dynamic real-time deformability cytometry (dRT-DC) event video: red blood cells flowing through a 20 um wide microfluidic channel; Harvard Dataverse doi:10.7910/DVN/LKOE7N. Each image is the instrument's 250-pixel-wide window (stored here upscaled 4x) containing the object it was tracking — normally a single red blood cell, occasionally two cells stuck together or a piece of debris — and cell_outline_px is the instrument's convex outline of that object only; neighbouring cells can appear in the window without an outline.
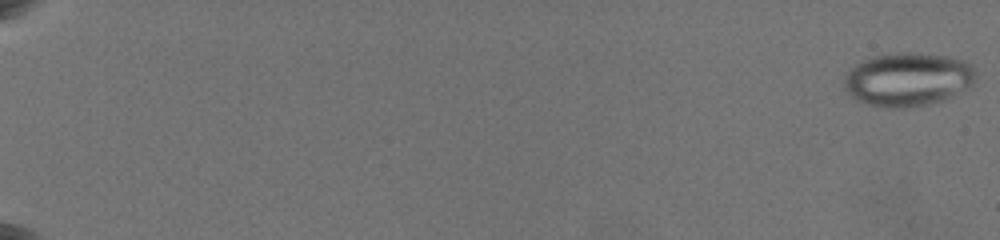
{"species": "common noctule bat (a hibernating species)", "species_latin": "Nyctalus noctula", "temperature_condition": "warm", "stored_images_in_passage": 74, "camera_frame_rate_fps": 3000, "um_per_image_px": 0.085, "animal": {"sex": "female", "body_mass_g": 19.5, "forearm_length_mm": 54.1}, "frame": {"image": 1, "passage_image": 1, "time_ms": 0.0, "image_size_px": [1000, 240], "cell_outline_px": [[976, 76], [972, 84], [944, 100], [928, 104], [904, 108], [896, 108], [868, 104], [856, 100], [848, 92], [844, 84], [844, 80], [848, 72], [856, 64], [864, 60], [876, 56], [900, 52], [908, 52], [948, 56], [964, 60], [972, 64], [976, 72]], "centroid_in_image_um": [77.2, 6.74], "position_along_channel_um": 7.8, "area_um2": 40.75}}
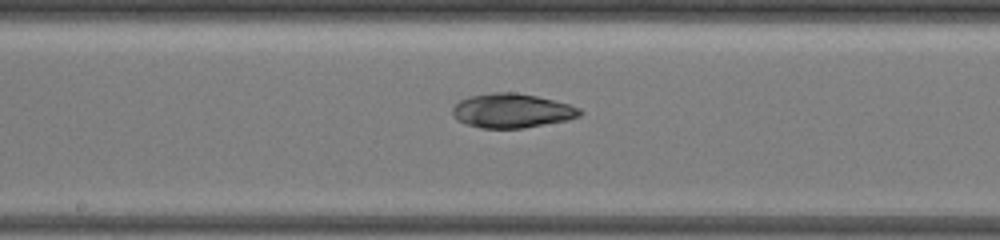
{"frame": {"image": 2, "passage_image": 36, "time_ms": 12.0, "image_size_px": [1000, 240], "cell_outline_px": [[584, 112], [580, 116], [568, 120], [524, 128], [480, 128], [464, 124], [456, 120], [452, 116], [452, 108], [460, 100], [472, 96], [496, 92], [516, 92], [536, 96], [568, 104], [580, 108]], "centroid_in_image_um": [43.5, 9.42], "position_along_channel_um": 204.7, "area_um2": 25.49}}
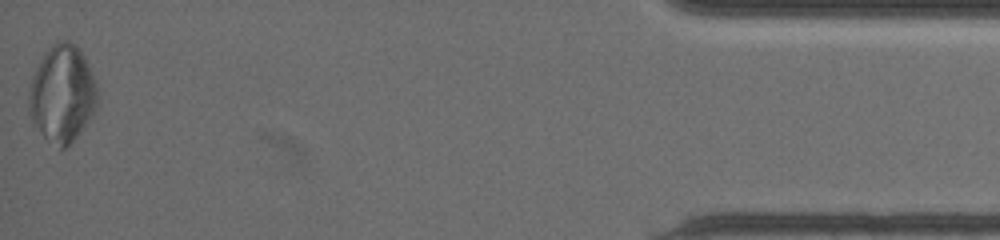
{"frame": {"image": 3, "passage_image": 73, "time_ms": 20.333, "image_size_px": [1000, 240], "cell_outline_px": [[100, 100], [92, 116], [80, 132], [64, 148], [60, 148], [44, 136], [32, 124], [28, 112], [28, 92], [32, 76], [36, 68], [48, 48], [56, 40], [68, 40], [76, 44], [84, 56], [96, 84]], "centroid_in_image_um": [5.28, 7.95], "position_along_channel_um": 429.9, "area_um2": 38.96}}